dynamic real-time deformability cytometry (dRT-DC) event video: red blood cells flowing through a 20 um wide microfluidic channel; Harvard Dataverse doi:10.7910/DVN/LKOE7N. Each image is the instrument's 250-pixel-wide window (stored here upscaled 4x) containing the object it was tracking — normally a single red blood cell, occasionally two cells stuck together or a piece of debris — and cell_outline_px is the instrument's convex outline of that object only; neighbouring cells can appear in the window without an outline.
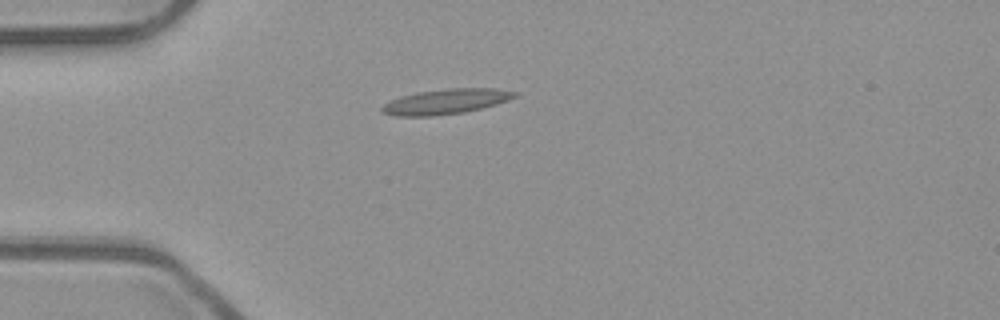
{"species": "common noctule bat (a hibernating species)", "species_latin": "Nyctalus noctula", "temperature_condition": "room temperature", "stored_images_in_passage": 39, "camera_frame_rate_fps": 3000, "um_per_image_px": 0.085, "animal": {"sex": "male", "body_mass_g": 23.1, "forearm_length_mm": 52.7}, "frame": {"image": 1, "passage_image": 1, "time_ms": 0.0, "image_size_px": [1000, 320], "cell_outline_px": [[516, 96], [508, 100], [496, 104], [464, 112], [432, 116], [396, 116], [384, 112], [380, 108], [384, 104], [400, 96], [416, 92], [448, 88], [496, 88], [516, 92]], "centroid_in_image_um": [37.89, 8.62], "position_along_channel_um": 47.1, "area_um2": 19.25}}
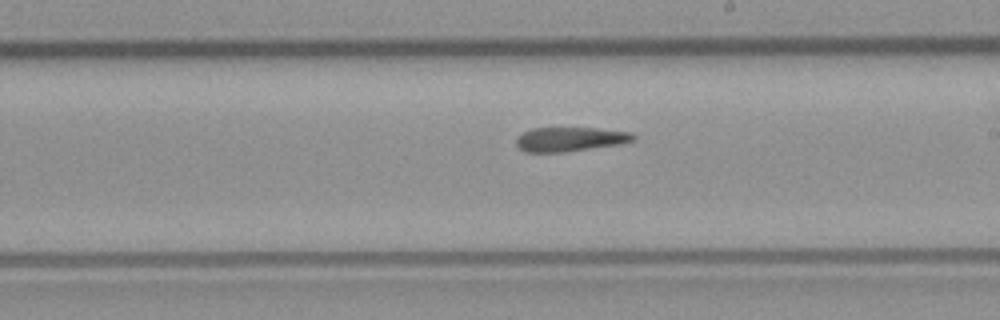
{"frame": {"image": 2, "passage_image": 17, "time_ms": 5.333, "image_size_px": [1000, 320], "cell_outline_px": [[636, 140], [624, 144], [564, 152], [524, 152], [516, 144], [516, 136], [532, 128], [596, 128], [632, 132], [636, 136]], "centroid_in_image_um": [48.5, 11.83], "position_along_channel_um": 240.5, "area_um2": 16.82}}
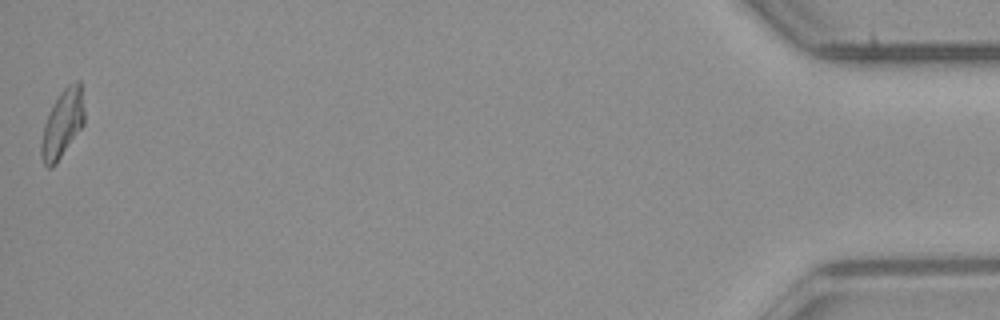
{"frame": {"image": 3, "passage_image": 39, "time_ms": 12.667, "image_size_px": [1000, 320], "cell_outline_px": [[84, 124], [56, 164], [52, 168], [48, 168], [44, 164], [40, 156], [40, 144], [44, 124], [52, 104], [60, 92], [68, 84], [76, 80], [80, 80], [84, 108]], "centroid_in_image_um": [5.29, 10.52], "position_along_channel_um": 429.9, "area_um2": 17.22}, "authors_computed_cell_mechanics": {"area_um2": 17.3978, "velocity_mm_per_s": 3.9383, "shape_relaxation_time_tau1_ms": null, "shape_relaxation_time_tau2_ms": 6.328, "deformation_change_tau1": null, "deformation_change_tau2": 0.1854}}